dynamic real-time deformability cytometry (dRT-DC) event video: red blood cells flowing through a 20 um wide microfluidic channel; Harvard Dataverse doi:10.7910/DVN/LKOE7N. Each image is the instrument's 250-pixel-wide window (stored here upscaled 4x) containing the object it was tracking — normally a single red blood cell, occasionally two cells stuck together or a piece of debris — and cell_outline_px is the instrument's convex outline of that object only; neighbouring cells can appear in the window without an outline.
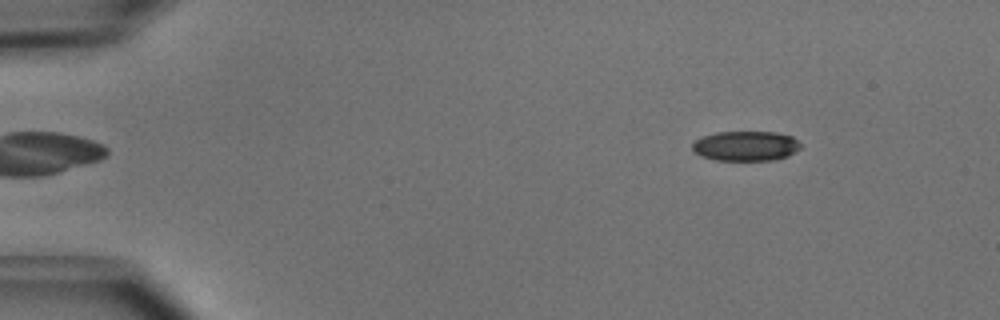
{"species": "common noctule bat (a hibernating species)", "species_latin": "Nyctalus noctula", "temperature_condition": "cold", "stored_images_in_passage": 49, "camera_frame_rate_fps": 3000, "um_per_image_px": 0.085, "animal": {"sex": "male", "body_mass_g": 15.6}, "frame": {"image": 1, "passage_image": 6, "time_ms": 1.667, "image_size_px": [1000, 320], "cell_outline_px": [[800, 148], [788, 156], [772, 160], [716, 160], [700, 156], [692, 148], [692, 144], [696, 140], [704, 136], [716, 132], [776, 132], [792, 136], [800, 144]], "centroid_in_image_um": [63.39, 12.41], "position_along_channel_um": 21.6, "area_um2": 18.73}}
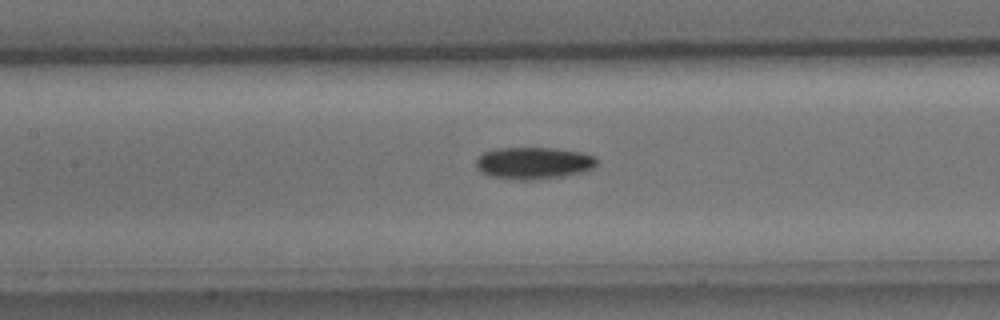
{"frame": {"image": 2, "passage_image": 23, "time_ms": 7.333, "image_size_px": [1000, 320], "cell_outline_px": [[596, 164], [592, 168], [584, 172], [564, 176], [536, 180], [520, 180], [488, 176], [480, 172], [476, 168], [476, 160], [484, 152], [496, 148], [556, 148], [580, 152], [596, 156]], "centroid_in_image_um": [45.34, 13.87], "position_along_channel_um": 162.1, "area_um2": 22.72}}
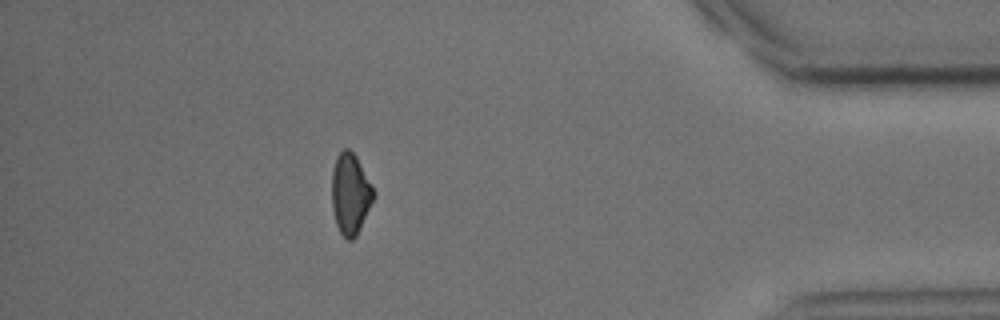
{"frame": {"image": 3, "passage_image": 44, "time_ms": 14.333, "image_size_px": [1000, 320], "cell_outline_px": [[376, 196], [356, 236], [352, 240], [348, 240], [340, 232], [336, 224], [332, 208], [332, 168], [336, 156], [344, 148], [348, 148], [356, 156], [376, 192]], "centroid_in_image_um": [29.79, 16.46], "position_along_channel_um": 405.4, "area_um2": 19.83}, "authors_computed_cell_mechanics": {"area_um2": 20.7502, "velocity_mm_per_s": 4.0502, "shape_relaxation_time_tau1_ms": 2.4854, "shape_relaxation_time_tau2_ms": null, "deformation_change_tau1": 0.1087, "deformation_change_tau2": null}}